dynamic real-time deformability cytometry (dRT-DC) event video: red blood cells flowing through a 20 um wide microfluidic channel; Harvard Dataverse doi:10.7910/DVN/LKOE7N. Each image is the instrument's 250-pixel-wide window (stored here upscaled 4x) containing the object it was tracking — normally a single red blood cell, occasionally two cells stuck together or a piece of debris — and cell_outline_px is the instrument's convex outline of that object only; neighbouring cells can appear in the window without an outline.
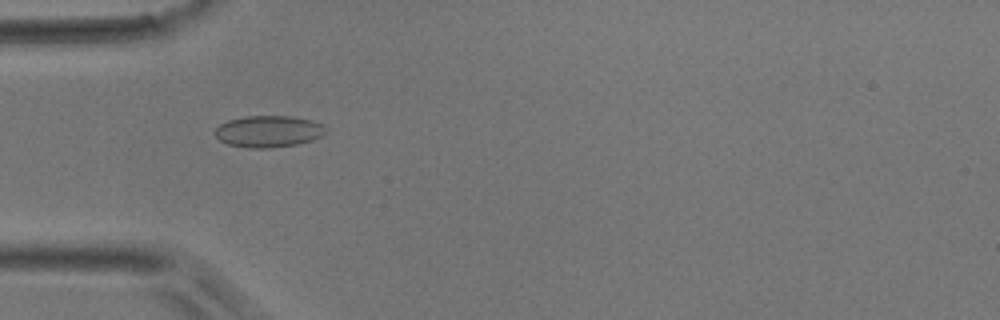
{"species": "common noctule bat (a hibernating species)", "species_latin": "Nyctalus noctula", "temperature_condition": "room temperature", "stored_images_in_passage": 25, "camera_frame_rate_fps": 3000, "um_per_image_px": 0.085, "animal": {"sex": "male", "body_mass_g": 17.9}, "frame": {"image": 1, "passage_image": 15, "time_ms": 4.667, "image_size_px": [1000, 320], "cell_outline_px": [[328, 132], [324, 136], [300, 144], [272, 148], [248, 148], [228, 144], [220, 140], [216, 136], [216, 128], [220, 124], [228, 120], [244, 116], [292, 116], [312, 120], [324, 124], [328, 128]], "centroid_in_image_um": [22.9, 11.17], "position_along_channel_um": 62.1, "area_um2": 20.81}}
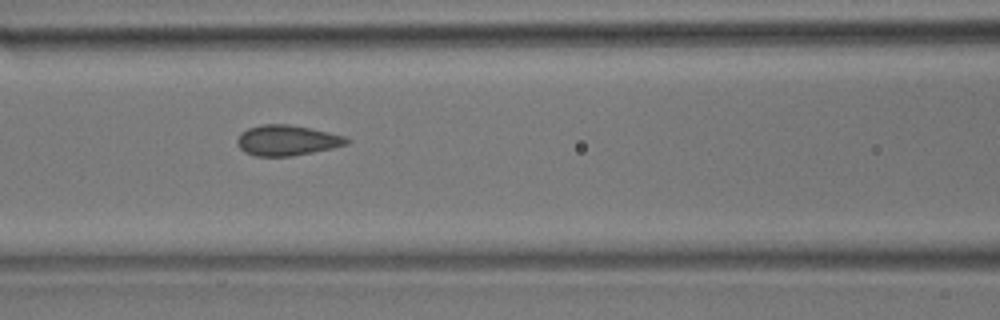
{"frame": {"image": 2, "passage_image": 21, "time_ms": 6.667, "image_size_px": [1000, 320], "cell_outline_px": [[352, 140], [348, 144], [332, 148], [292, 156], [256, 156], [244, 152], [240, 148], [236, 140], [248, 128], [260, 124], [288, 124], [328, 132], [344, 136]], "centroid_in_image_um": [24.41, 11.93], "position_along_channel_um": 142.2, "area_um2": 19.25}}
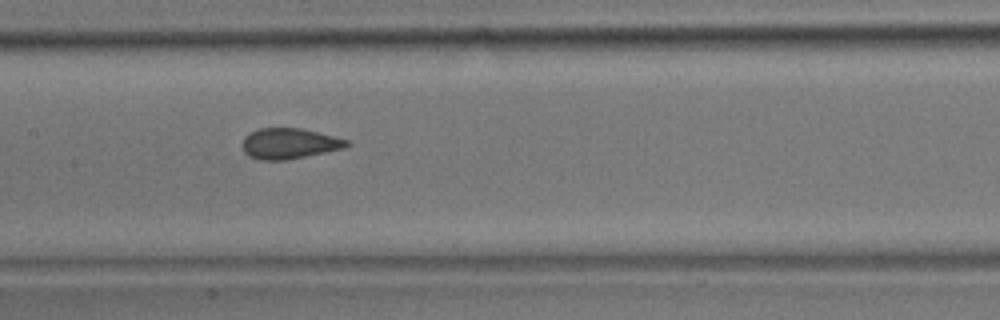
{"frame": {"image": 3, "passage_image": 24, "time_ms": 7.667, "image_size_px": [1000, 320], "cell_outline_px": [[352, 144], [344, 148], [284, 160], [260, 160], [248, 156], [244, 152], [244, 136], [260, 128], [300, 128], [348, 140]], "centroid_in_image_um": [24.58, 12.2], "position_along_channel_um": 182.8, "area_um2": 18.26}}